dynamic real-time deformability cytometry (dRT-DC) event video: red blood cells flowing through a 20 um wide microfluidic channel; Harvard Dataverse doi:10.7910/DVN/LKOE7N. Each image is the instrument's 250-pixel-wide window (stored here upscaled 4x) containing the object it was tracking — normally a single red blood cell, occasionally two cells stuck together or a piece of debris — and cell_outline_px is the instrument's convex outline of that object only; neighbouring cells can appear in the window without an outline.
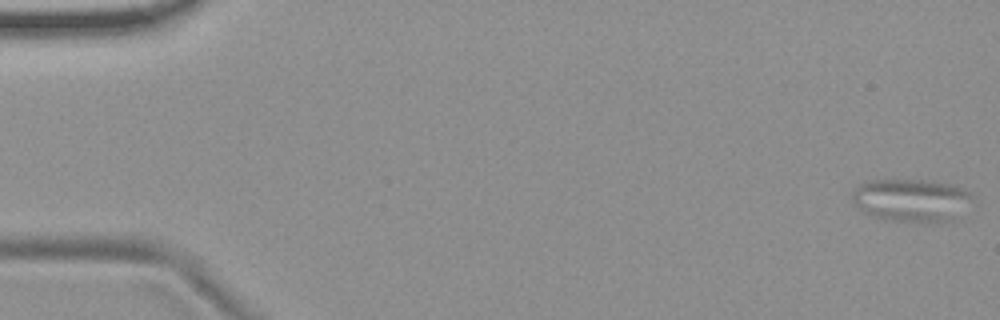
{"species": "common noctule bat (a hibernating species)", "species_latin": "Nyctalus noctula", "temperature_condition": "room temperature", "stored_images_in_passage": 56, "camera_frame_rate_fps": 3000, "um_per_image_px": 0.085, "animal": {"sex": "female", "body_mass_g": 19.9}, "frame": {"image": 1, "passage_image": 1, "time_ms": 0.0, "image_size_px": [1000, 320], "cell_outline_px": [[976, 200], [948, 220], [892, 220], [872, 216], [860, 212], [852, 204], [852, 192], [864, 180], [924, 180], [952, 184], [968, 192]], "centroid_in_image_um": [77.37, 16.97], "position_along_channel_um": 7.6, "area_um2": 29.54}}
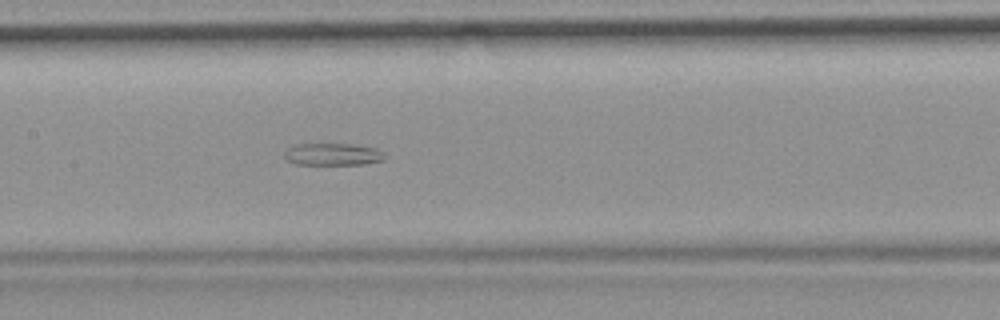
{"frame": {"image": 2, "passage_image": 27, "time_ms": 8.667, "image_size_px": [1000, 320], "cell_outline_px": [[384, 160], [364, 164], [296, 164], [288, 160], [284, 156], [284, 152], [288, 148], [296, 144], [352, 144], [376, 148], [384, 156]], "centroid_in_image_um": [28.26, 13.11], "position_along_channel_um": 179.1, "area_um2": 12.77}}
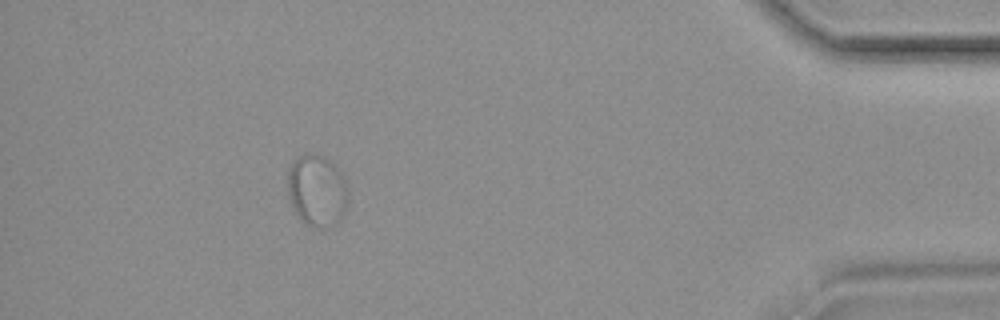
{"frame": {"image": 3, "passage_image": 50, "time_ms": 16.333, "image_size_px": [1000, 320], "cell_outline_px": [[348, 192], [344, 212], [340, 220], [336, 224], [324, 228], [312, 228], [304, 224], [300, 220], [292, 204], [288, 192], [288, 172], [292, 164], [300, 156], [312, 152], [328, 160], [340, 168]], "centroid_in_image_um": [26.95, 16.23], "position_along_channel_um": 408.2, "area_um2": 25.2}}